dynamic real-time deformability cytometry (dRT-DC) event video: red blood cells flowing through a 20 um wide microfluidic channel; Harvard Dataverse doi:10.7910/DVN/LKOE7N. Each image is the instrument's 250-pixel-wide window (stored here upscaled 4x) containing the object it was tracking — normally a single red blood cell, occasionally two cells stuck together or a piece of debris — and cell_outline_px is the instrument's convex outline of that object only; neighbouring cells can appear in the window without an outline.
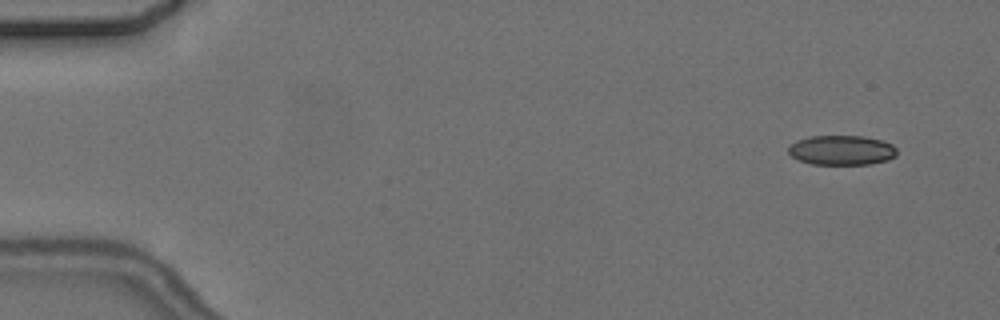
{"species": "common noctule bat (a hibernating species)", "species_latin": "Nyctalus noctula", "temperature_condition": "cold", "stored_images_in_passage": 7, "camera_frame_rate_fps": 3000, "um_per_image_px": 0.085, "animal": {"sex": "female", "body_mass_g": 24.6, "forearm_length_mm": 56.2}, "frame": {"image": 1, "passage_image": 1, "time_ms": 0.0, "image_size_px": [1000, 320], "cell_outline_px": [[896, 156], [888, 160], [872, 164], [812, 164], [800, 160], [792, 156], [788, 152], [788, 148], [796, 140], [808, 136], [864, 136], [884, 140], [892, 144], [896, 148]], "centroid_in_image_um": [71.57, 12.76], "position_along_channel_um": 13.4, "area_um2": 18.9}}
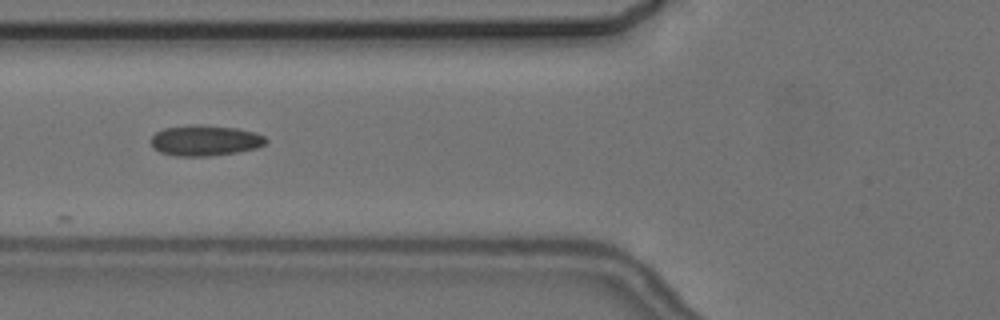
{"frame": {"image": 2, "passage_image": 6, "time_ms": 6.0, "image_size_px": [1000, 320], "cell_outline_px": [[268, 140], [264, 144], [256, 148], [236, 152], [208, 156], [176, 156], [160, 152], [152, 144], [152, 136], [156, 132], [164, 128], [188, 124], [200, 124], [236, 128], [256, 132], [264, 136]], "centroid_in_image_um": [17.44, 11.92], "position_along_channel_um": 108.4, "area_um2": 20.52}}
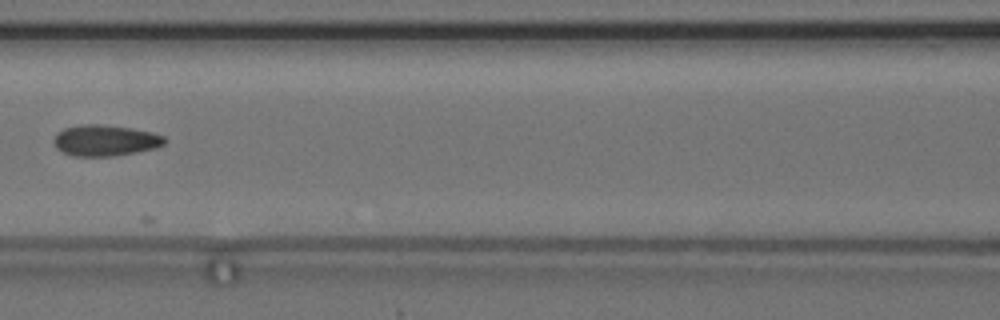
{"frame": {"image": 3, "passage_image": 7, "time_ms": 7.333, "image_size_px": [1000, 320], "cell_outline_px": [[168, 140], [164, 144], [156, 148], [136, 152], [112, 156], [76, 156], [64, 152], [56, 148], [52, 140], [56, 132], [64, 128], [84, 124], [100, 124], [132, 128], [152, 132], [164, 136]], "centroid_in_image_um": [8.94, 11.93], "position_along_channel_um": 157.7, "area_um2": 20.17}}